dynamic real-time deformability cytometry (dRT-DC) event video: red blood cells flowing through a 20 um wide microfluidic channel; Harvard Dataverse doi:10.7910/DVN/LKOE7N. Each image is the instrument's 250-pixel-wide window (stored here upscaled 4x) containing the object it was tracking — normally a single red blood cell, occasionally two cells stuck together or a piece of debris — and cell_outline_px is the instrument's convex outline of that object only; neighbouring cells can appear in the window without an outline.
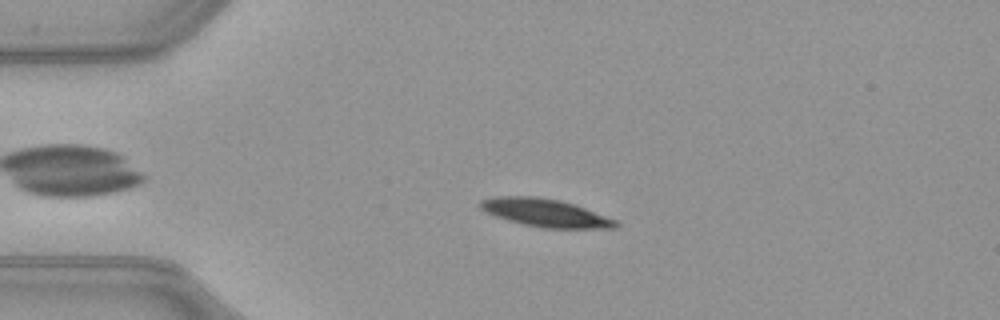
{"species": "common noctule bat (a hibernating species)", "species_latin": "Nyctalus noctula", "temperature_condition": "warm", "stored_images_in_passage": 50, "camera_frame_rate_fps": 3000, "um_per_image_px": 0.085, "animal": {"sex": "female", "body_mass_g": 21.9}, "frame": {"image": 1, "passage_image": 11, "time_ms": 3.333, "image_size_px": [1000, 320], "cell_outline_px": [[620, 224], [616, 228], [540, 228], [508, 220], [496, 216], [480, 208], [476, 204], [480, 200], [496, 196], [536, 196], [560, 200], [576, 204], [616, 220]], "centroid_in_image_um": [46.35, 18.08], "position_along_channel_um": 38.6, "area_um2": 22.14}}
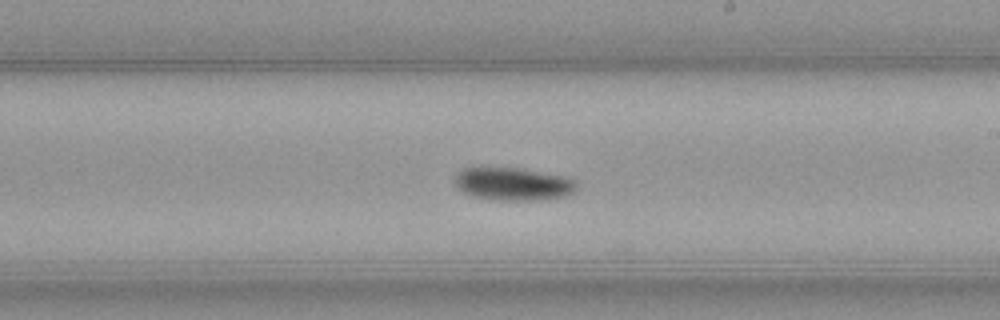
{"frame": {"image": 2, "passage_image": 29, "time_ms": 9.333, "image_size_px": [1000, 320], "cell_outline_px": [[576, 192], [564, 196], [540, 200], [492, 200], [476, 196], [464, 192], [456, 184], [456, 172], [464, 168], [520, 168], [568, 176], [576, 180]], "centroid_in_image_um": [43.69, 15.63], "position_along_channel_um": 245.3, "area_um2": 23.35}}
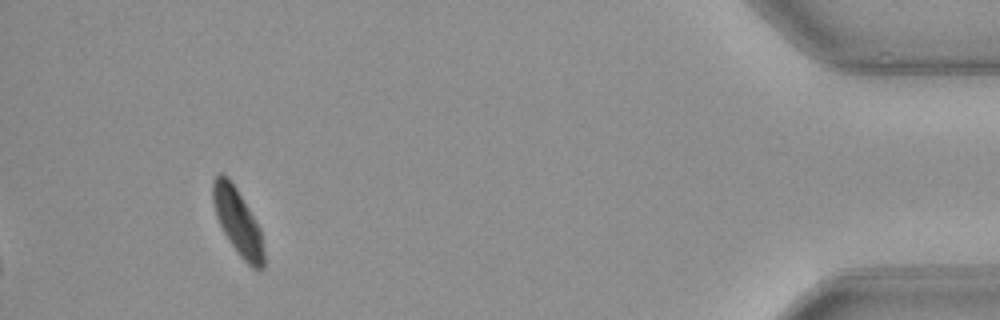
{"frame": {"image": 3, "passage_image": 47, "time_ms": 15.333, "image_size_px": [1000, 320], "cell_outline_px": [[264, 268], [260, 272], [252, 268], [240, 256], [228, 240], [216, 216], [212, 200], [212, 184], [216, 176], [220, 172], [228, 176], [232, 180], [260, 228], [264, 252]], "centroid_in_image_um": [20.21, 18.85], "position_along_channel_um": 415.0, "area_um2": 19.77}, "authors_computed_cell_mechanics": {"area_um2": 21.7039, "velocity_mm_per_s": 3.9968, "shape_relaxation_time_tau1_ms": 2.6242, "shape_relaxation_time_tau2_ms": null, "deformation_change_tau1": 0.1464, "deformation_change_tau2": null}}